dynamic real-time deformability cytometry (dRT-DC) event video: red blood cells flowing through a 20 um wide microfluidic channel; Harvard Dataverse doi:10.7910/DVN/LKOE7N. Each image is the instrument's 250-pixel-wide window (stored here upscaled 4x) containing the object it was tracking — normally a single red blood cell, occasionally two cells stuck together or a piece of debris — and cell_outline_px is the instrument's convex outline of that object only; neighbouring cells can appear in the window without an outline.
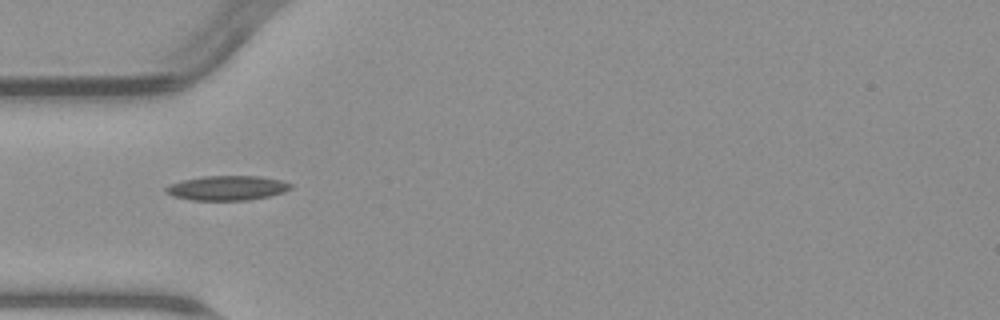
{"species": "common noctule bat (a hibernating species)", "species_latin": "Nyctalus noctula", "temperature_condition": "warm", "stored_images_in_passage": 3, "camera_frame_rate_fps": 3000, "um_per_image_px": 0.085, "animal": {"sex": "male", "body_mass_g": 23.1, "forearm_length_mm": 52.7}, "frame": {"image": 1, "passage_image": 1, "time_ms": 0.0, "image_size_px": [1000, 320], "cell_outline_px": [[292, 188], [284, 192], [268, 196], [248, 200], [192, 200], [172, 196], [164, 192], [164, 188], [172, 184], [184, 180], [200, 176], [260, 176], [280, 180], [292, 184]], "centroid_in_image_um": [19.3, 15.98], "position_along_channel_um": 65.7, "area_um2": 17.86}}
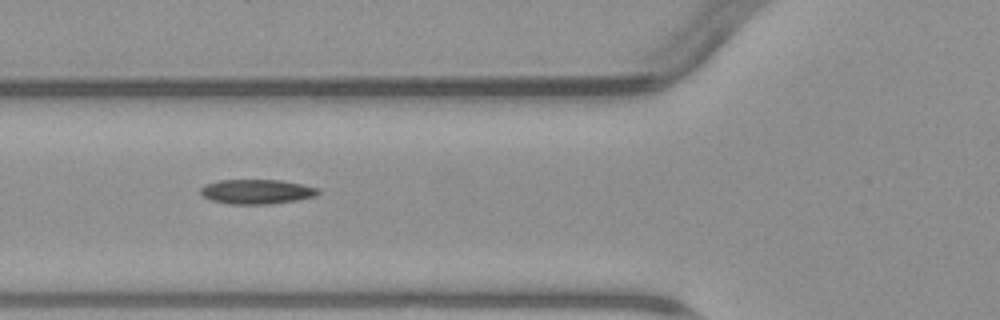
{"frame": {"image": 2, "passage_image": 2, "time_ms": 1.0, "image_size_px": [1000, 320], "cell_outline_px": [[320, 192], [316, 196], [296, 200], [272, 204], [228, 204], [212, 200], [204, 196], [200, 192], [200, 188], [204, 184], [220, 180], [280, 180], [320, 188]], "centroid_in_image_um": [21.82, 16.29], "position_along_channel_um": 104.0, "area_um2": 16.88}}
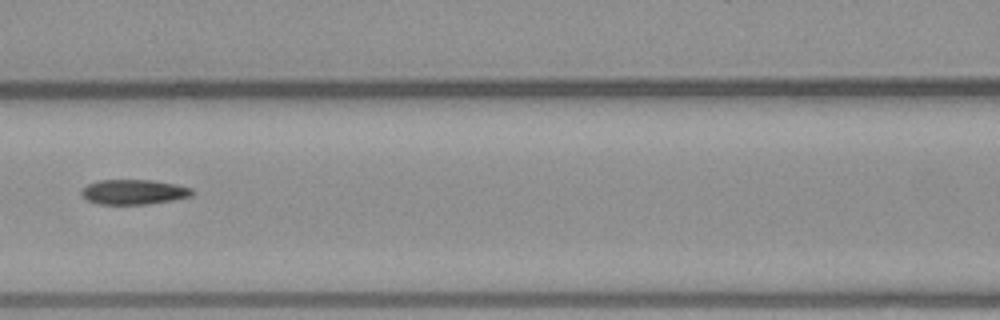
{"frame": {"image": 3, "passage_image": 3, "time_ms": 2.333, "image_size_px": [1000, 320], "cell_outline_px": [[196, 192], [192, 196], [172, 200], [148, 204], [100, 204], [88, 200], [80, 192], [88, 184], [100, 180], [152, 180], [176, 184], [192, 188]], "centroid_in_image_um": [11.43, 16.31], "position_along_channel_um": 155.2, "area_um2": 16.01}}